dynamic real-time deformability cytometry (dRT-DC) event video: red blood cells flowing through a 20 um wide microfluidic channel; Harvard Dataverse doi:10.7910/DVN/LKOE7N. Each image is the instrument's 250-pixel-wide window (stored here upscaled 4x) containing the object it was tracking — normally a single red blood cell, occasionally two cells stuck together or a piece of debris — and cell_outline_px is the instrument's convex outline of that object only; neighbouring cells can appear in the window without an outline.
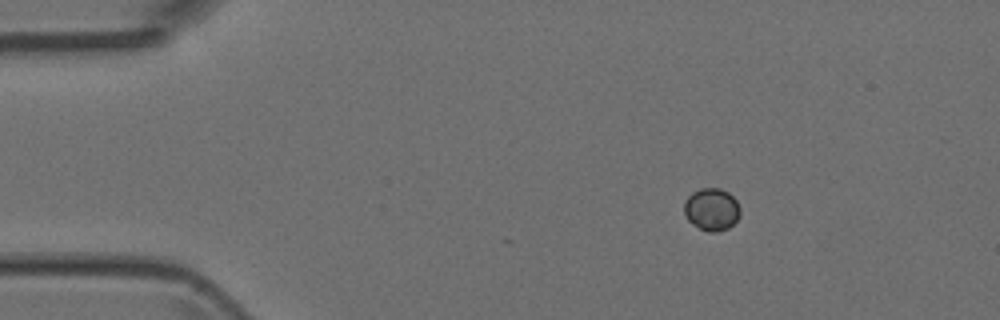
{"species": "Egyptian fruit bat (a non-hibernating species)", "species_latin": "Rousettus aegyptiacus", "temperature_condition": "room temperature", "stored_images_in_passage": 4, "camera_frame_rate_fps": 3000, "um_per_image_px": 0.085, "animal": {"sex": "female"}, "frame": {"image": 1, "passage_image": 1, "time_ms": 0.0, "image_size_px": [1000, 320], "cell_outline_px": [[740, 216], [728, 228], [716, 232], [708, 232], [692, 224], [684, 216], [684, 200], [692, 192], [700, 188], [720, 188], [728, 192], [736, 200], [740, 208]], "centroid_in_image_um": [60.47, 17.79], "position_along_channel_um": 24.5, "area_um2": 13.99}}
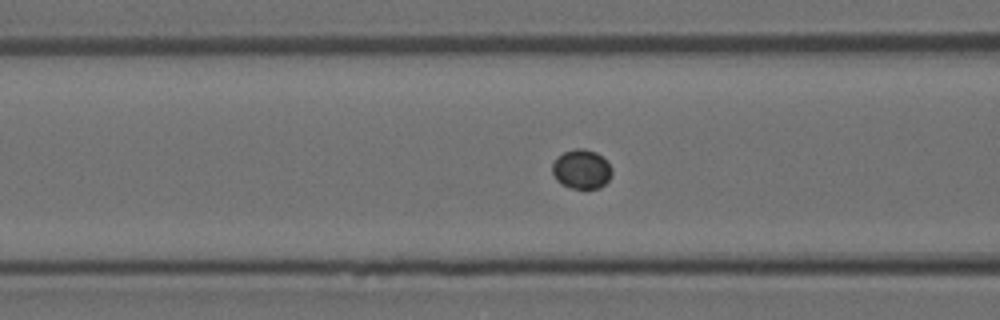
{"frame": {"image": 2, "passage_image": 4, "time_ms": 4.0, "image_size_px": [1000, 320], "cell_outline_px": [[612, 176], [600, 188], [572, 188], [560, 184], [556, 180], [552, 172], [552, 164], [556, 156], [564, 152], [576, 148], [584, 148], [596, 152], [608, 160], [612, 168]], "centroid_in_image_um": [49.43, 14.37], "position_along_channel_um": 117.2, "area_um2": 13.93}}